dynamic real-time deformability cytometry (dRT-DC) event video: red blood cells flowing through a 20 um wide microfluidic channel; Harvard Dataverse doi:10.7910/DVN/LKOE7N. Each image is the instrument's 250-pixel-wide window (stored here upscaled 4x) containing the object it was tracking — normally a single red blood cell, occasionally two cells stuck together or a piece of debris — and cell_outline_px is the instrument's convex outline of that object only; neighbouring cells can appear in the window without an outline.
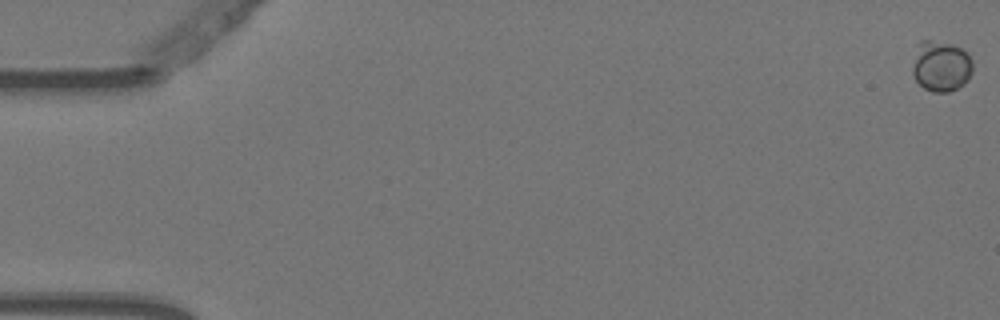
{"species": "Egyptian fruit bat (a non-hibernating species)", "species_latin": "Rousettus aegyptiacus", "temperature_condition": "warm", "stored_images_in_passage": 6, "camera_frame_rate_fps": 3000, "um_per_image_px": 0.085, "animal": {"sex": "female"}, "frame": {"image": 1, "passage_image": 1, "time_ms": 0.0, "image_size_px": [1000, 320], "cell_outline_px": [[972, 72], [968, 80], [964, 84], [948, 92], [932, 92], [924, 88], [912, 76], [912, 68], [920, 40], [928, 40], [952, 44], [968, 52], [972, 60]], "centroid_in_image_um": [80.01, 5.63], "position_along_channel_um": 5.0, "area_um2": 17.8}}
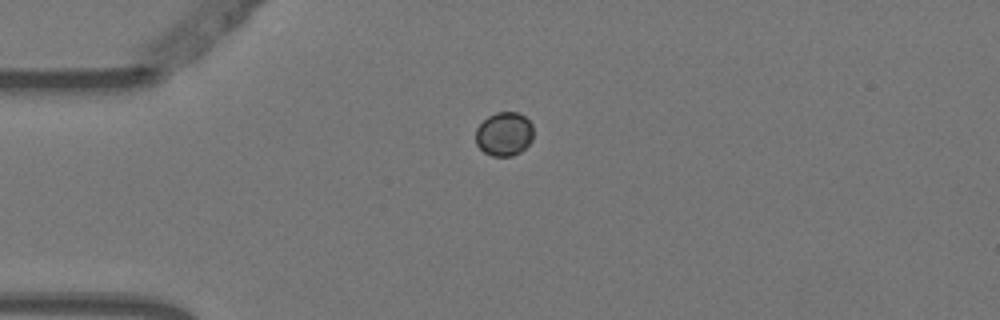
{"frame": {"image": 2, "passage_image": 4, "time_ms": 1.0, "image_size_px": [1000, 320], "cell_outline_px": [[532, 140], [520, 152], [512, 156], [492, 156], [484, 152], [476, 144], [476, 128], [488, 116], [496, 112], [516, 112], [524, 116], [532, 124]], "centroid_in_image_um": [42.84, 11.39], "position_along_channel_um": 42.2, "area_um2": 14.68}}
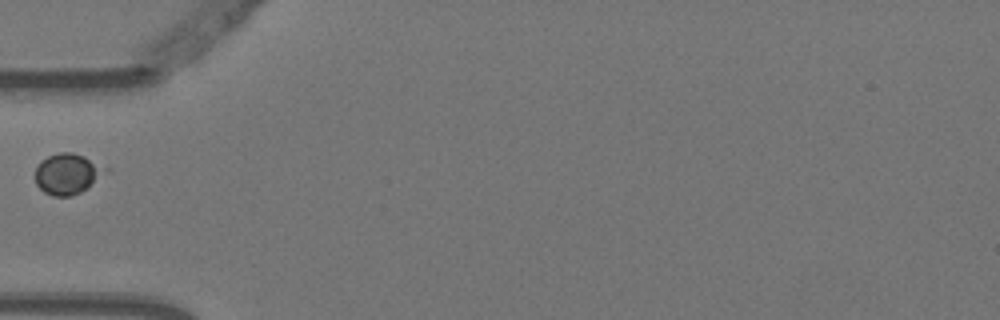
{"frame": {"image": 3, "passage_image": 6, "time_ms": 1.667, "image_size_px": [1000, 320], "cell_outline_px": [[108, 168], [80, 192], [72, 196], [52, 196], [44, 192], [36, 184], [36, 168], [40, 160], [48, 156], [60, 152], [72, 152], [84, 156]], "centroid_in_image_um": [5.66, 14.76], "position_along_channel_um": 79.3, "area_um2": 16.18}}